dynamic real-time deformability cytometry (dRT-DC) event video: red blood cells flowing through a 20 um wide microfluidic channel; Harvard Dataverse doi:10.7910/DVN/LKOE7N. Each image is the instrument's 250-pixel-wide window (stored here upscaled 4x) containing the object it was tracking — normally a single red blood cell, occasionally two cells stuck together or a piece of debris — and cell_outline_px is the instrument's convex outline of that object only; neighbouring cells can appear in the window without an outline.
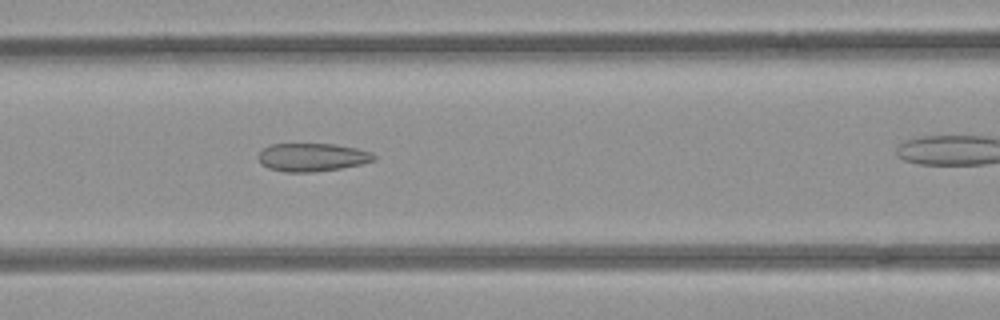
{"species": "common noctule bat (a hibernating species)", "species_latin": "Nyctalus noctula", "temperature_condition": "room temperature", "stored_images_in_passage": 33, "camera_frame_rate_fps": 3000, "um_per_image_px": 0.085, "animal": {"sex": "female", "body_mass_g": 21.9}, "frame": {"image": 1, "passage_image": 14, "time_ms": 4.333, "image_size_px": [1000, 320], "cell_outline_px": [[376, 160], [360, 164], [340, 168], [312, 172], [284, 172], [268, 168], [260, 160], [260, 152], [264, 148], [272, 144], [332, 144], [356, 148], [372, 152], [376, 156]], "centroid_in_image_um": [26.58, 13.36], "position_along_channel_um": 140.0, "area_um2": 18.73}}
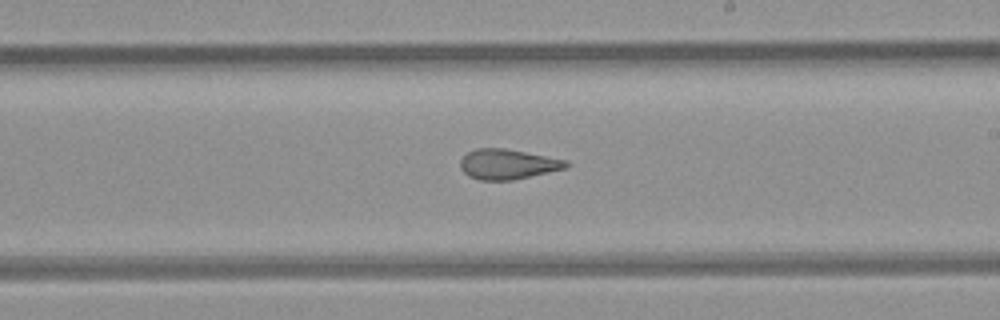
{"frame": {"image": 2, "passage_image": 22, "time_ms": 7.0, "image_size_px": [1000, 320], "cell_outline_px": [[568, 168], [512, 180], [480, 180], [468, 176], [460, 168], [460, 160], [468, 152], [476, 148], [504, 148], [568, 160]], "centroid_in_image_um": [43.15, 13.96], "position_along_channel_um": 245.8, "area_um2": 18.55}}
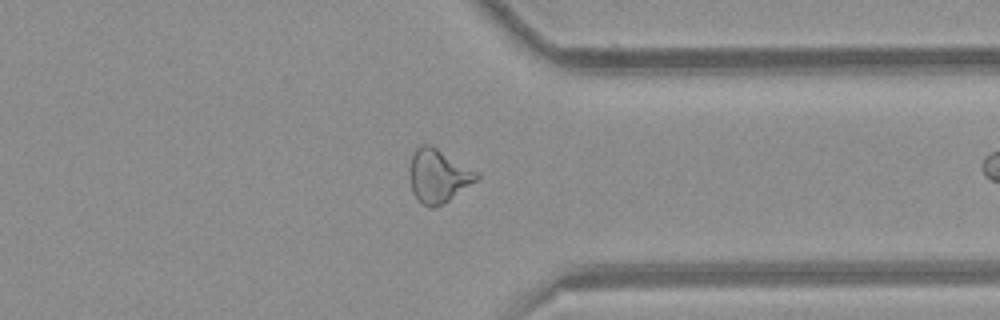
{"frame": {"image": 3, "passage_image": 32, "time_ms": 10.333, "image_size_px": [1000, 320], "cell_outline_px": [[480, 176], [476, 180], [448, 200], [432, 208], [428, 208], [420, 204], [416, 200], [412, 192], [408, 172], [412, 152], [420, 144], [432, 144], [480, 172]], "centroid_in_image_um": [37.21, 14.91], "position_along_channel_um": 374.2, "area_um2": 21.33}}